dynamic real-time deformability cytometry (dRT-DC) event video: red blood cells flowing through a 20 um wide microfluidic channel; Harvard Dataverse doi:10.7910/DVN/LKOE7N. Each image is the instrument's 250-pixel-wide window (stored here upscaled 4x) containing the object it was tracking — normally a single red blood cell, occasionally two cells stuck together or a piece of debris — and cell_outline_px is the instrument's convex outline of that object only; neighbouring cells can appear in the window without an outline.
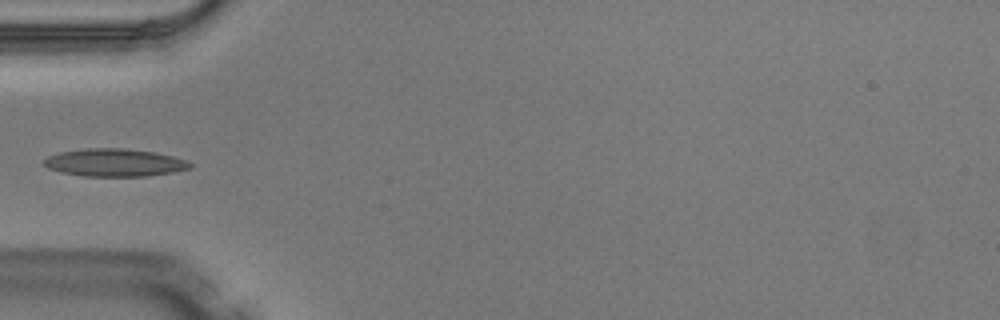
{"species": "Egyptian fruit bat (a non-hibernating species)", "species_latin": "Rousettus aegyptiacus", "temperature_condition": "warm", "stored_images_in_passage": 3, "camera_frame_rate_fps": 3000, "um_per_image_px": 0.085, "animal": {"sex": "male"}, "frame": {"image": 1, "passage_image": 3, "time_ms": 0.667, "image_size_px": [1000, 320], "cell_outline_px": [[192, 168], [172, 172], [148, 176], [84, 176], [60, 172], [48, 168], [44, 164], [44, 160], [48, 156], [60, 152], [88, 148], [124, 148], [156, 152], [188, 160], [192, 164]], "centroid_in_image_um": [9.77, 13.82], "position_along_channel_um": 75.2, "area_um2": 23.64}}